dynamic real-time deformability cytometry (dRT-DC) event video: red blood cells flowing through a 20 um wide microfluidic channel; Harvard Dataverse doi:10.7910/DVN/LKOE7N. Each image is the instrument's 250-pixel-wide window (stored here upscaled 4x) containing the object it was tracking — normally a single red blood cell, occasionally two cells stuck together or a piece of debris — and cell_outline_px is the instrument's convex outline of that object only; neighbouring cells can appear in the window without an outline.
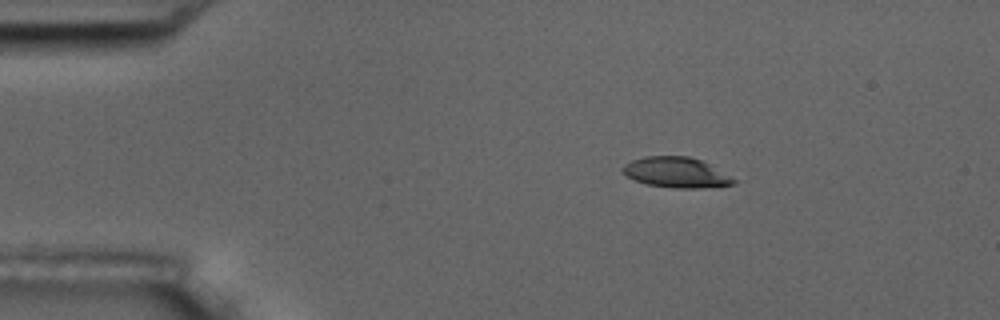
{"species": "common noctule bat (a hibernating species)", "species_latin": "Nyctalus noctula", "temperature_condition": "room temperature", "stored_images_in_passage": 4, "camera_frame_rate_fps": 3000, "um_per_image_px": 0.085, "animal": {"sex": "male", "body_mass_g": 17.5, "forearm_length_mm": 52.3}, "frame": {"image": 1, "passage_image": 2, "time_ms": 1.0, "image_size_px": [1000, 320], "cell_outline_px": [[736, 180], [732, 184], [696, 188], [672, 188], [648, 184], [636, 180], [628, 176], [620, 168], [624, 164], [632, 160], [644, 156], [688, 156], [700, 160], [708, 164]], "centroid_in_image_um": [57.41, 14.65], "position_along_channel_um": 27.6, "area_um2": 19.19}}